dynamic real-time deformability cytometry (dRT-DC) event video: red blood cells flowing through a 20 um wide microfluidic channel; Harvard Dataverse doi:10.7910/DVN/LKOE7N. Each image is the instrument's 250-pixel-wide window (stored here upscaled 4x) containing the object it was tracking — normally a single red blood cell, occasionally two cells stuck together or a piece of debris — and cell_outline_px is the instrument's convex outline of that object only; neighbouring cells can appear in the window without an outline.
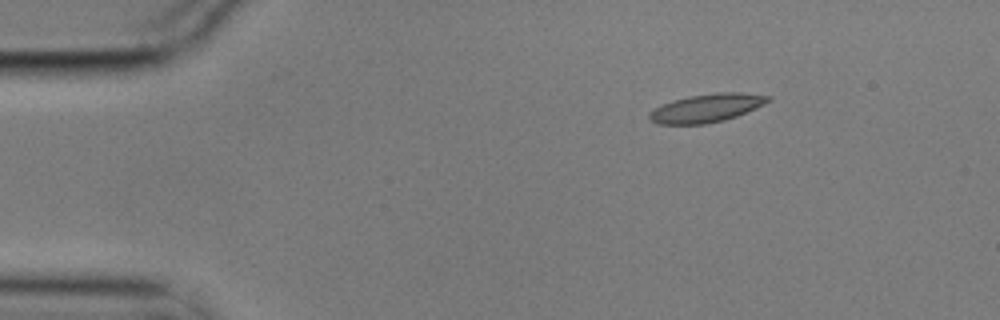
{"species": "common noctule bat (a hibernating species)", "species_latin": "Nyctalus noctula", "temperature_condition": "cold", "stored_images_in_passage": 4, "camera_frame_rate_fps": 3000, "um_per_image_px": 0.085, "animal": {"sex": "male", "body_mass_g": 17.9}, "frame": {"image": 1, "passage_image": 1, "time_ms": 0.0, "image_size_px": [1000, 320], "cell_outline_px": [[772, 100], [756, 108], [736, 116], [724, 120], [704, 124], [656, 124], [648, 116], [648, 112], [664, 104], [688, 96], [716, 92], [740, 92], [772, 96]], "centroid_in_image_um": [60.1, 9.17], "position_along_channel_um": 24.9, "area_um2": 19.48}}
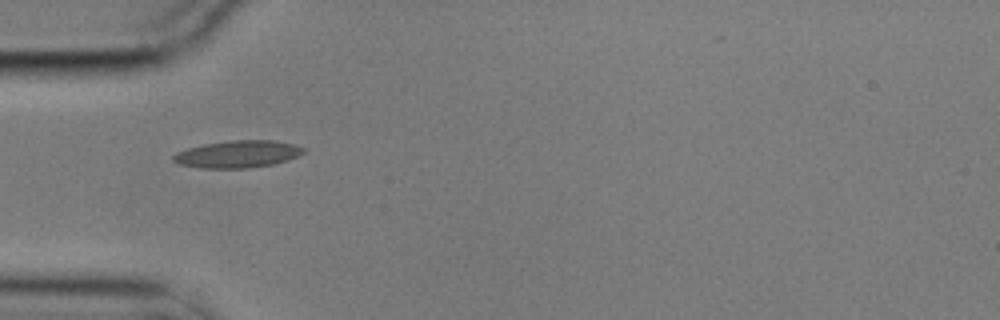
{"frame": {"image": 2, "passage_image": 3, "time_ms": 0.667, "image_size_px": [1000, 320], "cell_outline_px": [[304, 152], [288, 160], [272, 164], [252, 168], [200, 168], [180, 164], [172, 160], [172, 156], [176, 152], [188, 148], [204, 144], [232, 140], [276, 140], [292, 144], [304, 148]], "centroid_in_image_um": [20.18, 13.1], "position_along_channel_um": 64.8, "area_um2": 20.58}}
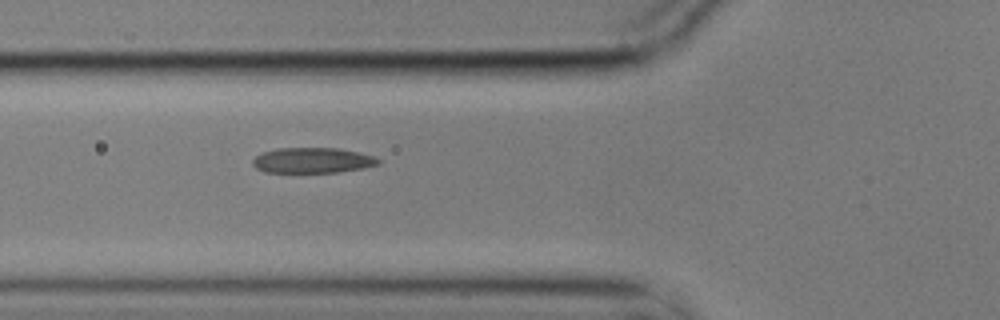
{"frame": {"image": 3, "passage_image": 4, "time_ms": 1.0, "image_size_px": [1000, 320], "cell_outline_px": [[380, 164], [364, 168], [336, 172], [264, 172], [256, 168], [252, 164], [252, 160], [256, 156], [264, 152], [280, 148], [340, 148], [360, 152], [372, 156], [380, 160]], "centroid_in_image_um": [26.58, 13.63], "position_along_channel_um": 99.2, "area_um2": 18.55}}